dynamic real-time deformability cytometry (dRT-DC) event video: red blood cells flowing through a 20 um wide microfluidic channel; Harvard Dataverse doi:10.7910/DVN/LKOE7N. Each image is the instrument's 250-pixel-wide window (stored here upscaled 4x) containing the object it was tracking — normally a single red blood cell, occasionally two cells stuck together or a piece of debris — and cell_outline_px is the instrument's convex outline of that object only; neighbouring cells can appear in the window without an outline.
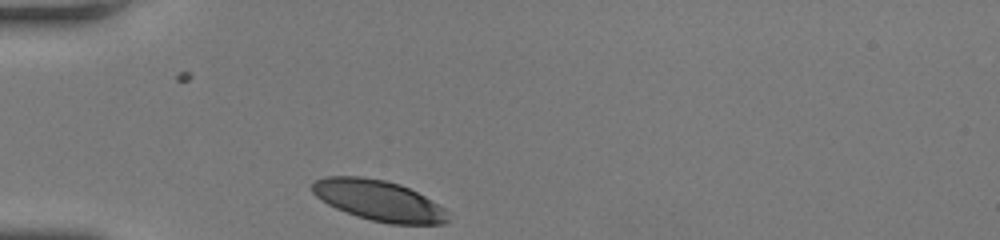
{"species": "human", "species_latin": "Homo sapiens", "temperature_condition": "room temperature", "stored_images_in_passage": 28, "camera_frame_rate_fps": 3000, "um_per_image_px": 0.085, "donor": {"sex": "female"}, "frame": {"image": 1, "passage_image": 1, "time_ms": 0.0, "image_size_px": [1000, 240], "cell_outline_px": [[448, 220], [444, 224], [388, 224], [356, 216], [336, 208], [328, 204], [316, 196], [312, 192], [312, 184], [316, 180], [324, 176], [360, 176], [384, 180], [400, 184], [424, 196], [444, 208], [448, 212]], "centroid_in_image_um": [32.18, 17.04], "position_along_channel_um": 52.8, "area_um2": 31.96}}
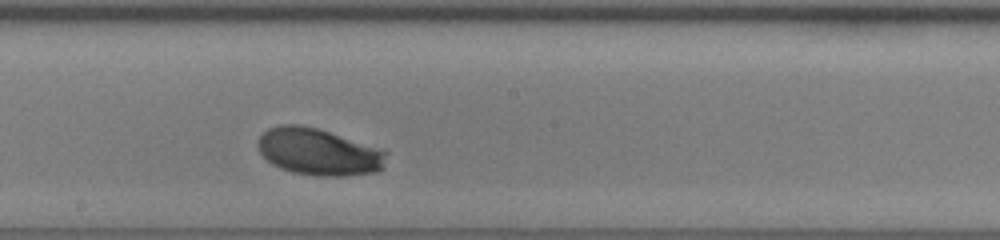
{"frame": {"image": 2, "passage_image": 15, "time_ms": 4.667, "image_size_px": [1000, 240], "cell_outline_px": [[388, 152], [380, 168], [376, 172], [344, 176], [320, 176], [292, 172], [280, 168], [272, 164], [260, 152], [256, 144], [260, 136], [268, 128], [280, 124], [296, 124], [316, 128], [380, 148]], "centroid_in_image_um": [27.04, 12.9], "position_along_channel_um": 221.2, "area_um2": 34.8}}
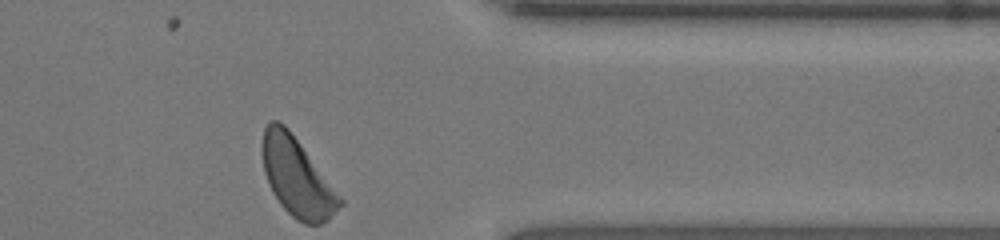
{"frame": {"image": 3, "passage_image": 28, "time_ms": 9.0, "image_size_px": [1000, 240], "cell_outline_px": [[344, 204], [328, 220], [320, 224], [304, 224], [296, 220], [280, 204], [264, 172], [260, 148], [260, 144], [264, 128], [272, 120], [280, 120], [288, 128], [344, 200]], "centroid_in_image_um": [25.24, 15.05], "position_along_channel_um": 386.2, "area_um2": 35.37}, "authors_computed_cell_mechanics": {"area_um2": 34.3043, "velocity_mm_per_s": 4.016, "shape_relaxation_time_tau1_ms": 1.8772, "shape_relaxation_time_tau2_ms": null, "deformation_change_tau1": 0.1267, "deformation_change_tau2": null}}